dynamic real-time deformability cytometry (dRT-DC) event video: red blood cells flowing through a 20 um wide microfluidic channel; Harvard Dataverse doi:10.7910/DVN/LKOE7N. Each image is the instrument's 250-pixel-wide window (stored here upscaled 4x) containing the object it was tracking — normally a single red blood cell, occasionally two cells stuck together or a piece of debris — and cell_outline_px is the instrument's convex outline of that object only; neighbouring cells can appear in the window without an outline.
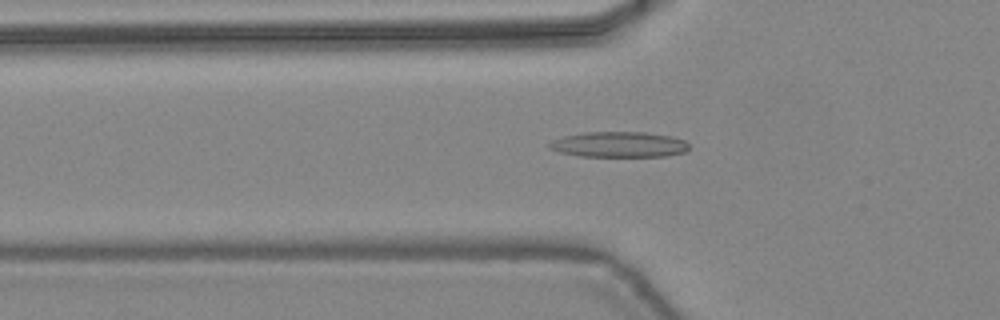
{"species": "common noctule bat (a hibernating species)", "species_latin": "Nyctalus noctula", "temperature_condition": "warm", "stored_images_in_passage": 37, "camera_frame_rate_fps": 3000, "um_per_image_px": 0.085, "animal": {"sex": "female", "body_mass_g": 24.6, "forearm_length_mm": 56.2}, "frame": {"image": 1, "passage_image": 7, "time_ms": 2.0, "image_size_px": [1000, 320], "cell_outline_px": [[688, 148], [684, 152], [664, 156], [580, 156], [560, 152], [548, 148], [548, 144], [552, 140], [564, 136], [584, 132], [644, 132], [672, 136], [684, 140], [688, 144]], "centroid_in_image_um": [52.59, 12.27], "position_along_channel_um": 73.2, "area_um2": 20.69}}
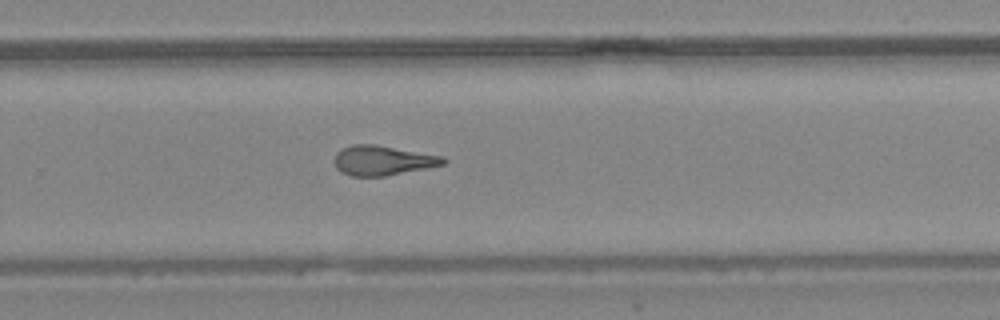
{"frame": {"image": 2, "passage_image": 22, "time_ms": 7.0, "image_size_px": [1000, 320], "cell_outline_px": [[448, 160], [444, 164], [428, 168], [384, 176], [352, 176], [340, 172], [336, 168], [332, 160], [336, 152], [352, 144], [376, 144], [444, 156]], "centroid_in_image_um": [32.52, 13.63], "position_along_channel_um": 297.3, "area_um2": 19.13}}
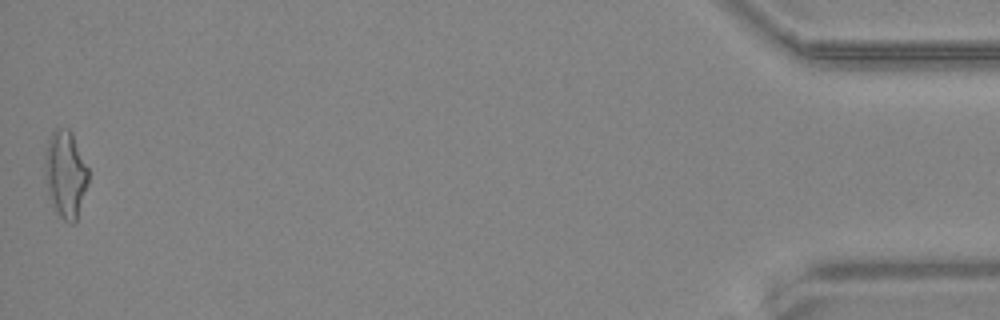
{"frame": {"image": 3, "passage_image": 37, "time_ms": 12.0, "image_size_px": [1000, 320], "cell_outline_px": [[88, 184], [76, 220], [72, 224], [64, 220], [60, 216], [52, 204], [44, 180], [44, 156], [48, 140], [52, 132], [56, 128], [68, 128], [72, 132], [88, 168]], "centroid_in_image_um": [5.55, 14.78], "position_along_channel_um": 429.7, "area_um2": 22.14}, "authors_computed_cell_mechanics": {"area_um2": 18.9006, "velocity_mm_per_s": 4.4687, "shape_relaxation_time_tau1_ms": null, "shape_relaxation_time_tau2_ms": 3.1493, "deformation_change_tau1": null, "deformation_change_tau2": 0.1519}}